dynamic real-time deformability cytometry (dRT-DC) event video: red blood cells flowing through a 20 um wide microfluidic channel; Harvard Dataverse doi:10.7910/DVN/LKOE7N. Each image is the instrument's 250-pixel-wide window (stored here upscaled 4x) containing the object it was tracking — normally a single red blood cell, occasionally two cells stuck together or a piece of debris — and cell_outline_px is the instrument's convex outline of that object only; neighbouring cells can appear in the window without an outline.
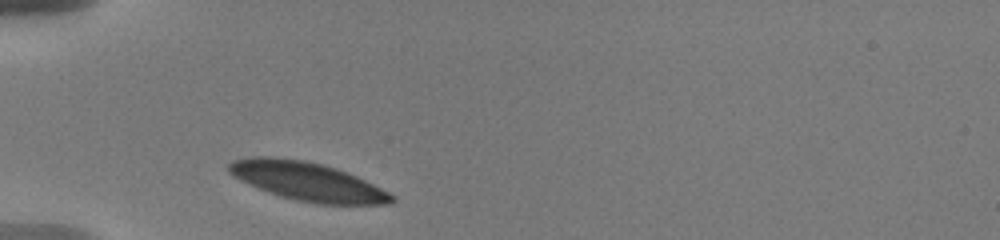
{"species": "human", "species_latin": "Homo sapiens", "temperature_condition": "warm", "stored_images_in_passage": 5, "camera_frame_rate_fps": 3000, "um_per_image_px": 0.085, "donor": {"sex": "male"}, "frame": {"image": 1, "passage_image": 1, "time_ms": 0.0, "image_size_px": [1000, 240], "cell_outline_px": [[396, 200], [392, 204], [316, 204], [296, 200], [280, 196], [240, 180], [228, 172], [228, 164], [232, 160], [248, 156], [272, 156], [304, 160], [336, 168], [348, 172], [396, 196]], "centroid_in_image_um": [26.12, 15.41], "position_along_channel_um": 58.9, "area_um2": 36.53}}
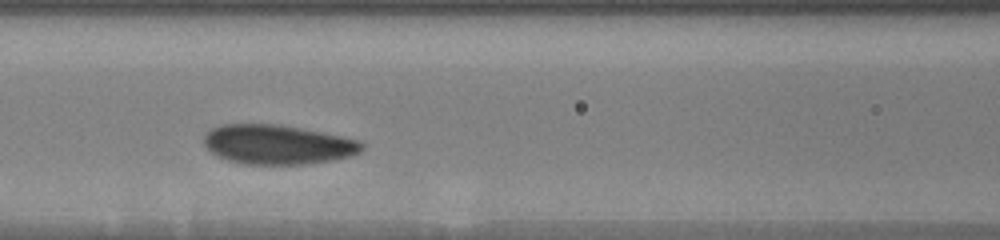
{"frame": {"image": 2, "passage_image": 4, "time_ms": 2.667, "image_size_px": [1000, 240], "cell_outline_px": [[364, 148], [360, 152], [352, 156], [332, 160], [308, 164], [244, 164], [228, 160], [216, 156], [204, 144], [204, 136], [212, 128], [220, 124], [280, 124], [360, 140], [364, 144]], "centroid_in_image_um": [23.61, 12.29], "position_along_channel_um": 143.0, "area_um2": 36.36}}
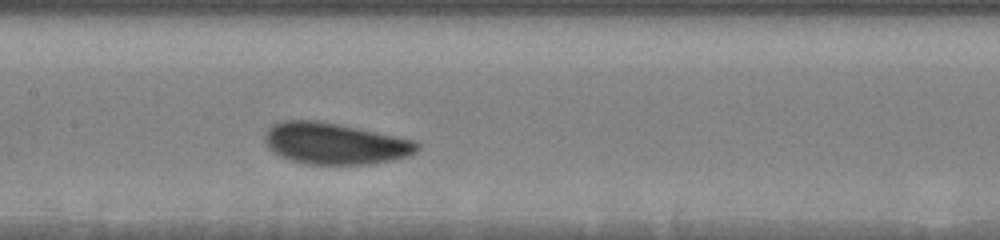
{"frame": {"image": 3, "passage_image": 5, "time_ms": 3.667, "image_size_px": [1000, 240], "cell_outline_px": [[420, 148], [412, 156], [372, 164], [304, 164], [288, 160], [272, 152], [264, 144], [264, 132], [272, 124], [284, 120], [316, 120], [416, 140], [420, 144]], "centroid_in_image_um": [28.44, 12.21], "position_along_channel_um": 179.0, "area_um2": 37.17}}